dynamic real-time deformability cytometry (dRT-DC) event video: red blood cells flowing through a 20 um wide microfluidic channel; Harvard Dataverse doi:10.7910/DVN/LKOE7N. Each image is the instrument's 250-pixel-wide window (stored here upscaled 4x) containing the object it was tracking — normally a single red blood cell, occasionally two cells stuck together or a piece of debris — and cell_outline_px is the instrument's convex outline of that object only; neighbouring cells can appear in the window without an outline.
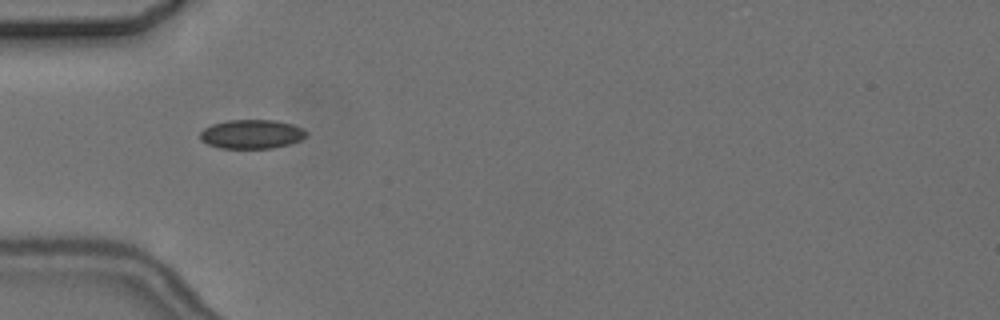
{"species": "common noctule bat (a hibernating species)", "species_latin": "Nyctalus noctula", "temperature_condition": "cold", "stored_images_in_passage": 6, "camera_frame_rate_fps": 3000, "um_per_image_px": 0.085, "animal": {"sex": "female", "body_mass_g": 24.6, "forearm_length_mm": 56.2}, "frame": {"image": 1, "passage_image": 6, "time_ms": 6.0, "image_size_px": [1000, 320], "cell_outline_px": [[308, 132], [300, 140], [292, 144], [272, 148], [220, 148], [208, 144], [200, 140], [200, 132], [204, 128], [212, 124], [228, 120], [276, 120], [292, 124], [304, 128]], "centroid_in_image_um": [21.4, 11.4], "position_along_channel_um": 63.6, "area_um2": 18.09}}